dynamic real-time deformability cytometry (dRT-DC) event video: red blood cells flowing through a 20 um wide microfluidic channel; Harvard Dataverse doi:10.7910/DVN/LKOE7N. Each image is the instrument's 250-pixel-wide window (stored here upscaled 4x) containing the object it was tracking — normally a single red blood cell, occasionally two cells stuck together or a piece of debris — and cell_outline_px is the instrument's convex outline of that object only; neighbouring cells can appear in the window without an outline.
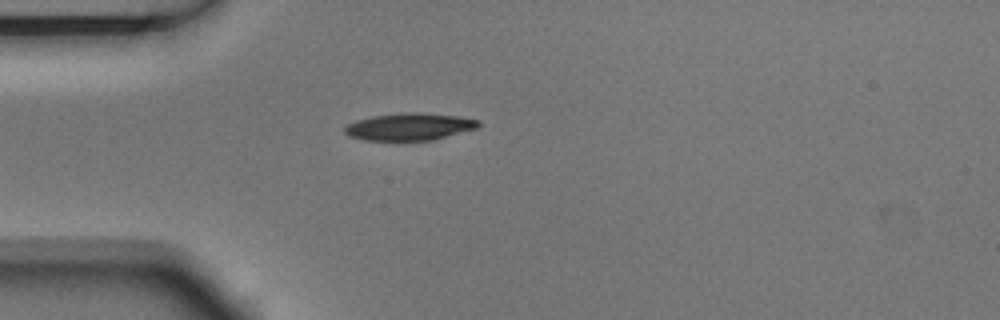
{"species": "Egyptian fruit bat (a non-hibernating species)", "species_latin": "Rousettus aegyptiacus", "temperature_condition": "room temperature", "stored_images_in_passage": 1, "camera_frame_rate_fps": 3000, "um_per_image_px": 0.085, "animal": {"sex": "male"}, "frame": {"image": 1, "passage_image": 1, "time_ms": 0.0, "image_size_px": [1000, 320], "cell_outline_px": [[480, 124], [476, 128], [432, 140], [364, 140], [348, 136], [344, 132], [344, 128], [348, 124], [356, 120], [372, 116], [408, 112], [416, 112], [460, 116], [480, 120]], "centroid_in_image_um": [34.79, 10.76], "position_along_channel_um": 50.2, "area_um2": 21.1}}